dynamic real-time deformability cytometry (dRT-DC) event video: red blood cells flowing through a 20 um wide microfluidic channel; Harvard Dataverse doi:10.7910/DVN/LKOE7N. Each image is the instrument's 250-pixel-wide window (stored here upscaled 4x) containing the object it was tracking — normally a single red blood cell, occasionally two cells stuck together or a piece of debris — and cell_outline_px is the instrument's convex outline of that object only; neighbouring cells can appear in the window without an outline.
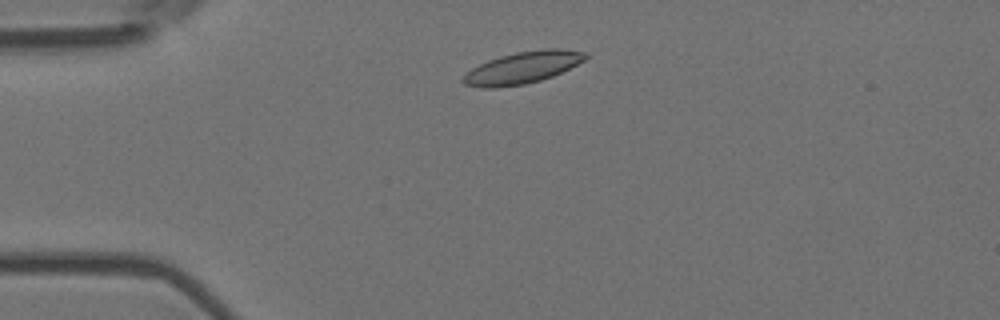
{"species": "Egyptian fruit bat (a non-hibernating species)", "species_latin": "Rousettus aegyptiacus", "temperature_condition": "room temperature", "stored_images_in_passage": 3, "camera_frame_rate_fps": 3000, "um_per_image_px": 0.085, "animal": {"sex": "female"}, "frame": {"image": 1, "passage_image": 2, "time_ms": 0.333, "image_size_px": [1000, 320], "cell_outline_px": [[588, 56], [584, 60], [552, 76], [540, 80], [524, 84], [496, 88], [484, 88], [464, 84], [460, 80], [460, 76], [464, 72], [488, 60], [500, 56], [516, 52], [544, 48], [560, 48], [588, 52]], "centroid_in_image_um": [44.37, 5.74], "position_along_channel_um": 40.6, "area_um2": 22.83}}